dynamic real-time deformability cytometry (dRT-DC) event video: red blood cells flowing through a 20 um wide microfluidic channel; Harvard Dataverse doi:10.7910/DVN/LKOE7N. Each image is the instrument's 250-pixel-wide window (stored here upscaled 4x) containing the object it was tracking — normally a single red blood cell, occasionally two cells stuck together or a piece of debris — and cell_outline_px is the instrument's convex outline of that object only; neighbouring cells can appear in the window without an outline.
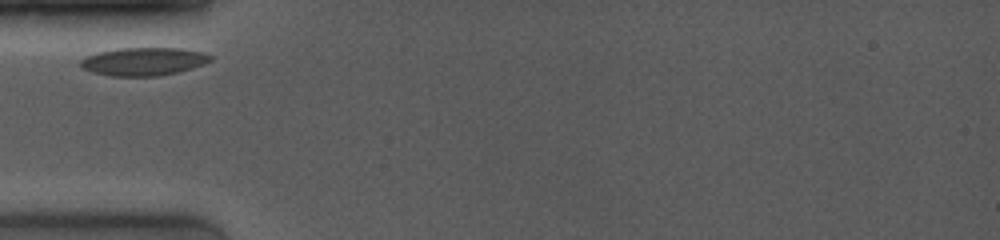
{"species": "common noctule bat (a hibernating species)", "species_latin": "Nyctalus noctula", "temperature_condition": "room temperature", "stored_images_in_passage": 28, "camera_frame_rate_fps": 4000, "um_per_image_px": 0.085, "animal": {"sex": "female", "body_mass_g": 19.0, "forearm_length_mm": 53.3}, "frame": {"image": 1, "passage_image": 1, "time_ms": 0.0, "image_size_px": [1000, 240], "cell_outline_px": [[212, 60], [204, 64], [192, 68], [176, 72], [156, 76], [112, 76], [92, 72], [84, 68], [80, 64], [80, 60], [96, 52], [120, 48], [180, 48], [200, 52], [212, 56]], "centroid_in_image_um": [12.2, 5.22], "position_along_channel_um": 72.8, "area_um2": 21.04}}
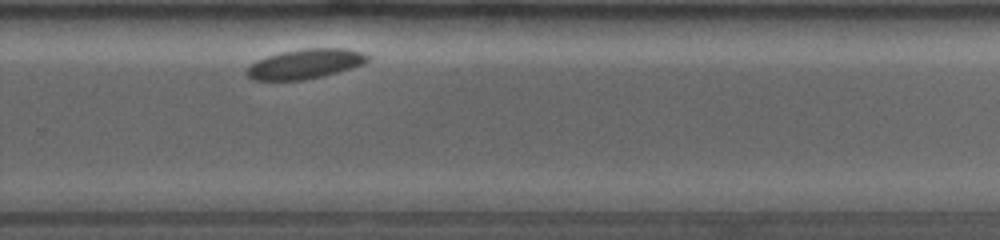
{"frame": {"image": 2, "passage_image": 23, "time_ms": 6.5, "image_size_px": [1000, 240], "cell_outline_px": [[368, 60], [364, 64], [324, 76], [304, 80], [252, 80], [244, 72], [256, 60], [280, 52], [304, 48], [348, 48], [364, 52], [368, 56]], "centroid_in_image_um": [25.95, 5.43], "position_along_channel_um": 303.8, "area_um2": 21.04}}
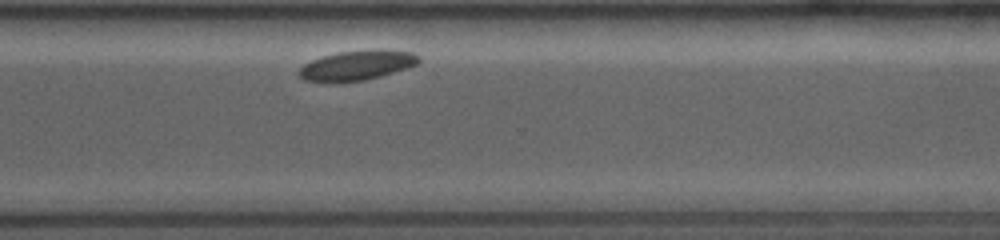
{"frame": {"image": 3, "passage_image": 28, "time_ms": 7.5, "image_size_px": [1000, 240], "cell_outline_px": [[420, 60], [416, 64], [408, 68], [380, 76], [364, 80], [304, 80], [296, 72], [304, 64], [312, 60], [324, 56], [340, 52], [372, 48], [384, 48], [412, 52], [420, 56]], "centroid_in_image_um": [30.43, 5.5], "position_along_channel_um": 340.2, "area_um2": 20.52}}